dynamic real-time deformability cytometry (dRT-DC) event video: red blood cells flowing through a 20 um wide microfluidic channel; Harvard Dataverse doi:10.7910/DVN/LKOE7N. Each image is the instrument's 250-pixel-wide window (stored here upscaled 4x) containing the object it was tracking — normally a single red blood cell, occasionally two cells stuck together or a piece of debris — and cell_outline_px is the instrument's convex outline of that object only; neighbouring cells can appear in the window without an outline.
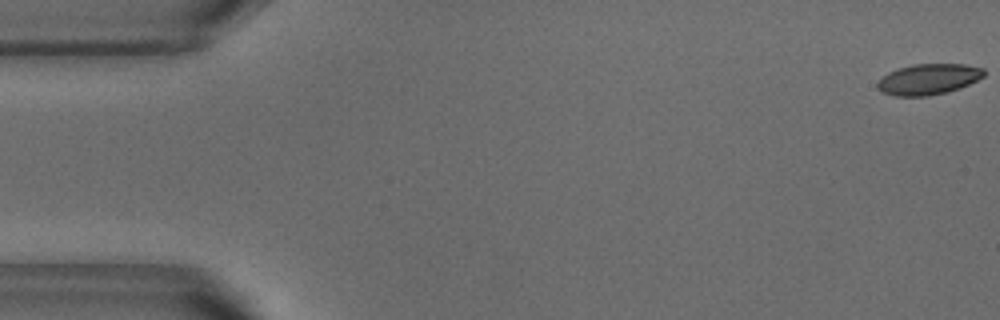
{"species": "common noctule bat (a hibernating species)", "species_latin": "Nyctalus noctula", "temperature_condition": "warm", "stored_images_in_passage": 53, "camera_frame_rate_fps": 3000, "um_per_image_px": 0.085, "animal": {"sex": "male", "body_mass_g": 18.8}, "frame": {"image": 1, "passage_image": 1, "time_ms": 0.0, "image_size_px": [1000, 320], "cell_outline_px": [[984, 76], [960, 88], [928, 96], [896, 96], [880, 92], [876, 84], [888, 72], [912, 64], [964, 64], [984, 68]], "centroid_in_image_um": [78.9, 6.73], "position_along_channel_um": 6.1, "area_um2": 18.96}}
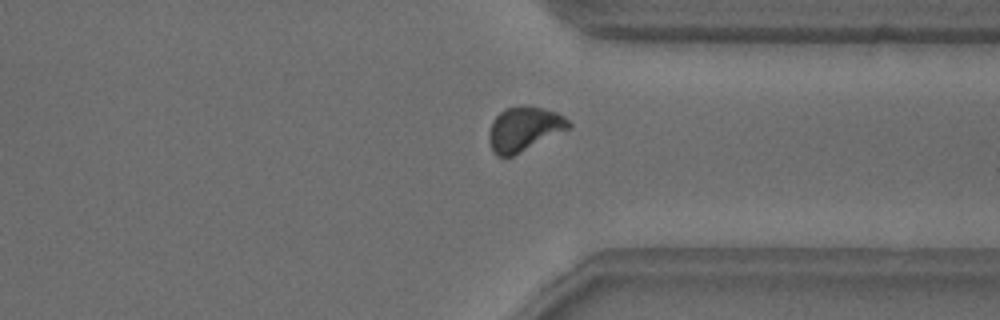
{"frame": {"image": 2, "passage_image": 40, "time_ms": 13.0, "image_size_px": [1000, 320], "cell_outline_px": [[572, 124], [568, 128], [512, 156], [496, 156], [492, 152], [488, 140], [488, 132], [492, 120], [504, 108], [528, 104], [544, 108], [556, 112], [564, 116]], "centroid_in_image_um": [44.49, 10.93], "position_along_channel_um": 366.9, "area_um2": 20.58}}
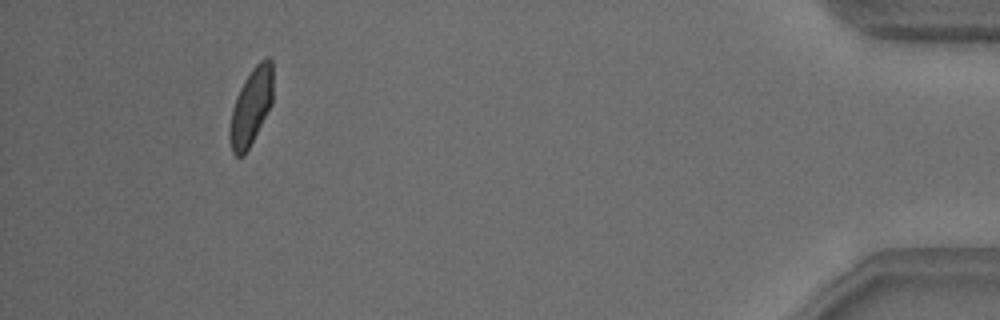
{"frame": {"image": 3, "passage_image": 49, "time_ms": 16.0, "image_size_px": [1000, 320], "cell_outline_px": [[272, 104], [244, 156], [236, 156], [232, 152], [228, 136], [228, 128], [232, 108], [236, 96], [244, 80], [252, 68], [260, 60], [268, 56], [272, 60]], "centroid_in_image_um": [21.32, 9.07], "position_along_channel_um": 413.9, "area_um2": 19.48}, "authors_computed_cell_mechanics": {"area_um2": 19.8832, "velocity_mm_per_s": 3.82, "shape_relaxation_time_tau1_ms": 4.7817, "shape_relaxation_time_tau2_ms": 0.9695, "deformation_change_tau1": 0.1333, "deformation_change_tau2": 0.0459}}